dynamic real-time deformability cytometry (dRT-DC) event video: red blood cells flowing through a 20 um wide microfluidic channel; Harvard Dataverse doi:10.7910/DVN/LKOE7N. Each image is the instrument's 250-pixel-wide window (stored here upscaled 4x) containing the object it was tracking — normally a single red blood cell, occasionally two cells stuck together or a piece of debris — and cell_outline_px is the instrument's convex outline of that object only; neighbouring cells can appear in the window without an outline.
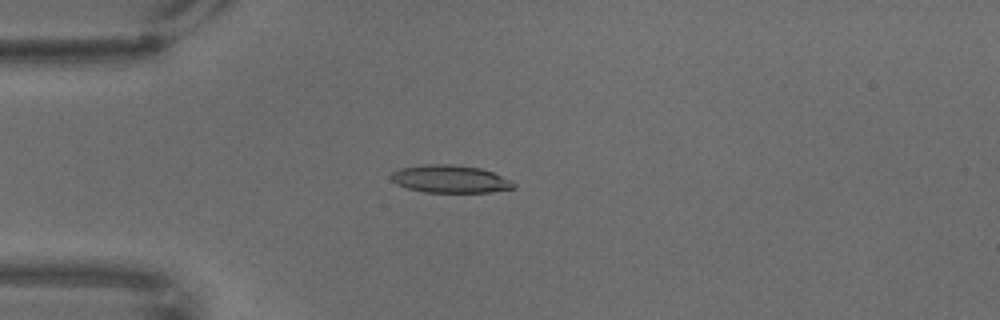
{"species": "common noctule bat (a hibernating species)", "species_latin": "Nyctalus noctula", "temperature_condition": "warm", "stored_images_in_passage": 51, "camera_frame_rate_fps": 3000, "um_per_image_px": 0.085, "animal": {"sex": "male", "body_mass_g": 18.8}, "frame": {"image": 1, "passage_image": 1, "time_ms": 0.0, "image_size_px": [1000, 320], "cell_outline_px": [[516, 188], [492, 192], [424, 192], [408, 188], [396, 184], [392, 180], [392, 172], [400, 168], [424, 164], [452, 164], [480, 168], [492, 172], [512, 180], [516, 184]], "centroid_in_image_um": [38.3, 15.21], "position_along_channel_um": 46.7, "area_um2": 19.83}}
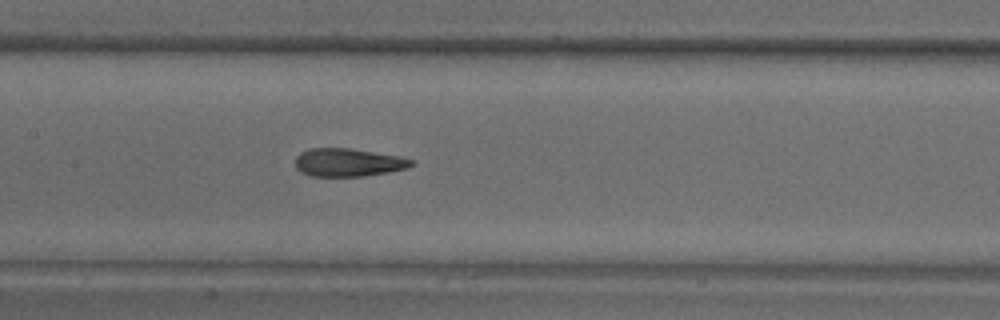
{"frame": {"image": 2, "passage_image": 16, "time_ms": 5.0, "image_size_px": [1000, 320], "cell_outline_px": [[412, 164], [408, 168], [388, 172], [364, 176], [312, 176], [300, 172], [296, 168], [296, 156], [300, 152], [308, 148], [348, 148], [400, 156], [412, 160]], "centroid_in_image_um": [29.56, 13.8], "position_along_channel_um": 177.8, "area_um2": 18.96}}
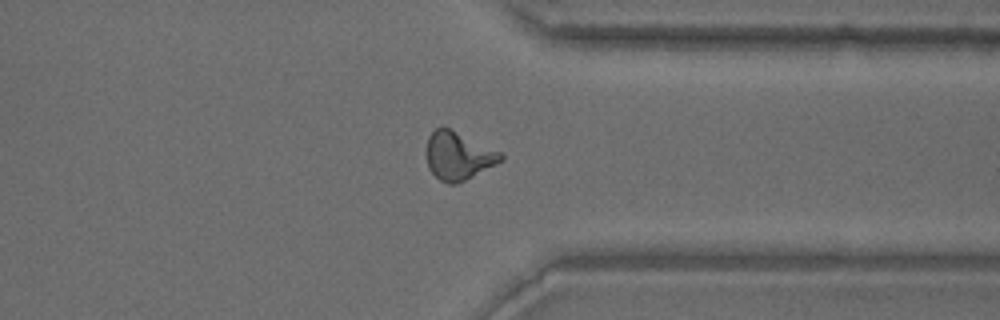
{"frame": {"image": 3, "passage_image": 36, "time_ms": 11.667, "image_size_px": [1000, 320], "cell_outline_px": [[504, 160], [456, 184], [448, 184], [440, 180], [428, 168], [428, 136], [436, 128], [448, 128], [500, 152], [504, 156]], "centroid_in_image_um": [38.96, 13.27], "position_along_channel_um": 372.4, "area_um2": 20.11}}